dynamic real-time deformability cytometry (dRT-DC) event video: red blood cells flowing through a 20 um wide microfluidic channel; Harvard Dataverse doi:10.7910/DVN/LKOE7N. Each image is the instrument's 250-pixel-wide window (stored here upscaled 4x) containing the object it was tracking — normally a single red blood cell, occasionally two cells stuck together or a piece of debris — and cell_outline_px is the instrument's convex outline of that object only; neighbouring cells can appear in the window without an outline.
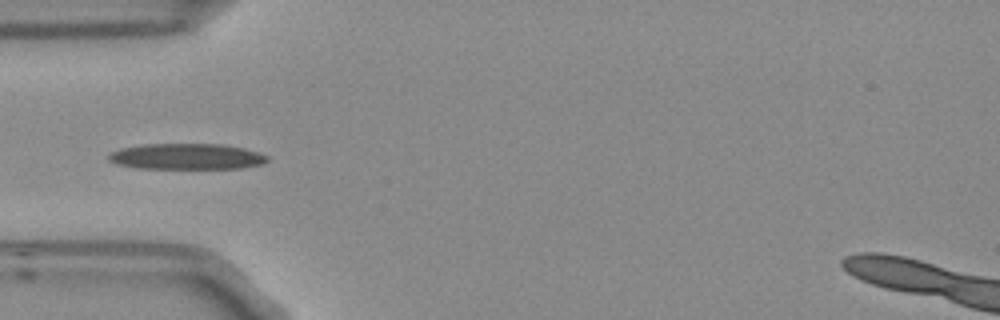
{"species": "Egyptian fruit bat (a non-hibernating species)", "species_latin": "Rousettus aegyptiacus", "temperature_condition": "room temperature", "stored_images_in_passage": 4, "camera_frame_rate_fps": 3000, "um_per_image_px": 0.085, "frame": {"image": 1, "passage_image": 4, "time_ms": 1.0, "image_size_px": [1000, 320], "cell_outline_px": [[268, 160], [264, 164], [240, 168], [136, 168], [116, 164], [108, 160], [108, 156], [112, 152], [120, 148], [144, 144], [224, 144], [244, 148], [268, 156]], "centroid_in_image_um": [15.86, 13.3], "position_along_channel_um": 69.1, "area_um2": 23.93}}